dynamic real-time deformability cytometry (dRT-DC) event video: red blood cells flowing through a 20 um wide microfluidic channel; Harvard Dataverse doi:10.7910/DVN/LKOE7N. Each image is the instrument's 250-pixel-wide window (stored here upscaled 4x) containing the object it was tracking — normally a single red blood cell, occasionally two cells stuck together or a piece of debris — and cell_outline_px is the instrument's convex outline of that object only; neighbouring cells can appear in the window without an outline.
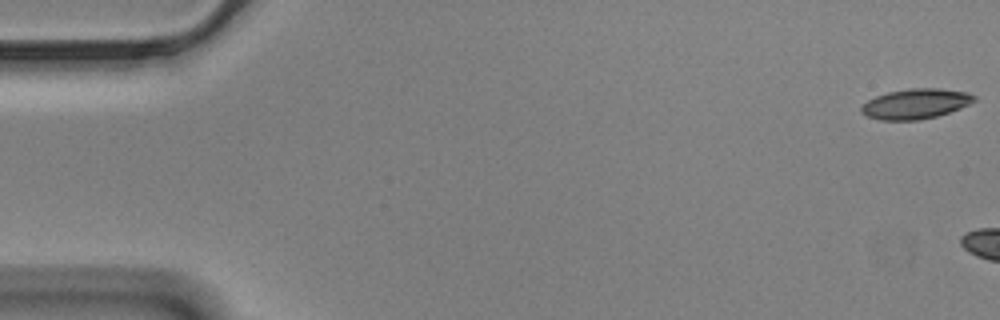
{"species": "Egyptian fruit bat (a non-hibernating species)", "species_latin": "Rousettus aegyptiacus", "temperature_condition": "cold", "stored_images_in_passage": 12, "camera_frame_rate_fps": 3000, "um_per_image_px": 0.085, "animal": {"sex": "male"}, "frame": {"image": 1, "passage_image": 1, "time_ms": 0.0, "image_size_px": [1000, 320], "cell_outline_px": [[976, 100], [960, 108], [936, 116], [920, 120], [880, 120], [868, 116], [860, 112], [860, 108], [868, 100], [876, 96], [888, 92], [908, 88], [940, 88], [968, 92], [976, 96]], "centroid_in_image_um": [77.83, 8.81], "position_along_channel_um": 7.2, "area_um2": 19.77}}